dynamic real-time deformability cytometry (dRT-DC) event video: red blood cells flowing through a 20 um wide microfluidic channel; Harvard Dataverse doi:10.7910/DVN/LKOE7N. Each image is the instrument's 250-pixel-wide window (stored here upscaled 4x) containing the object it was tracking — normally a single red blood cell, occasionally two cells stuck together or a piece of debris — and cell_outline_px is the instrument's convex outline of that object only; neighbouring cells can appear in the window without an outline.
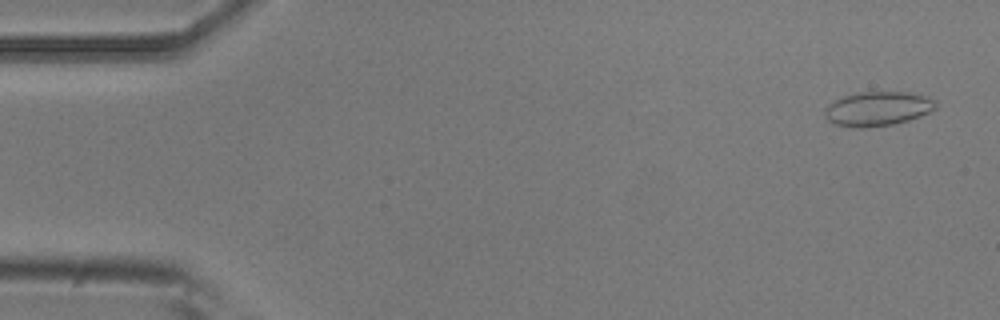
{"species": "common noctule bat (a hibernating species)", "species_latin": "Nyctalus noctula", "temperature_condition": "room temperature", "stored_images_in_passage": 5, "camera_frame_rate_fps": 3000, "um_per_image_px": 0.085, "animal": {"sex": "male", "body_mass_g": 20.5, "forearm_length_mm": 52.5}, "frame": {"image": 1, "passage_image": 1, "time_ms": 0.0, "image_size_px": [1000, 320], "cell_outline_px": [[936, 108], [920, 116], [908, 120], [892, 124], [864, 128], [852, 128], [832, 124], [824, 116], [824, 108], [828, 104], [844, 96], [860, 92], [908, 92], [924, 96], [936, 100]], "centroid_in_image_um": [74.56, 9.25], "position_along_channel_um": 10.4, "area_um2": 22.25}}
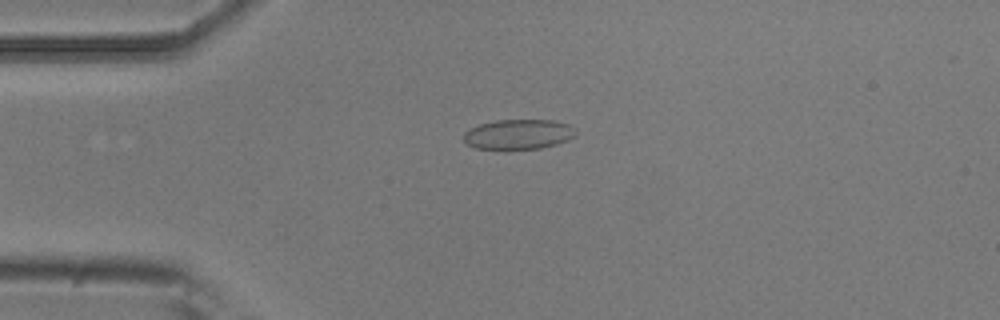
{"frame": {"image": 2, "passage_image": 4, "time_ms": 1.0, "image_size_px": [1000, 320], "cell_outline_px": [[576, 136], [568, 140], [556, 144], [540, 148], [476, 148], [468, 144], [464, 140], [464, 132], [480, 124], [496, 120], [552, 120], [568, 124], [576, 132]], "centroid_in_image_um": [44.09, 11.4], "position_along_channel_um": 40.9, "area_um2": 19.19}}